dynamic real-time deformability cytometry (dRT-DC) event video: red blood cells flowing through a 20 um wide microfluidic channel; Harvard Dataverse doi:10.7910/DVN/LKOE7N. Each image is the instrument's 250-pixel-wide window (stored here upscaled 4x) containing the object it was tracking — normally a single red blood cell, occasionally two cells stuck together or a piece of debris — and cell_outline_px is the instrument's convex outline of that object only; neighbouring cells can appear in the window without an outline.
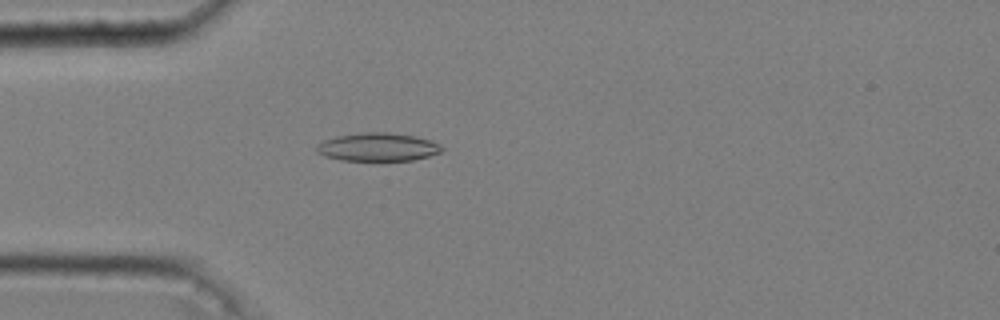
{"species": "common noctule bat (a hibernating species)", "species_latin": "Nyctalus noctula", "temperature_condition": "cold", "stored_images_in_passage": 48, "camera_frame_rate_fps": 3000, "um_per_image_px": 0.085, "animal": {"sex": "male", "body_mass_g": 20.4}, "frame": {"image": 1, "passage_image": 12, "time_ms": 3.667, "image_size_px": [1000, 320], "cell_outline_px": [[444, 148], [440, 152], [428, 156], [412, 160], [340, 160], [324, 156], [316, 152], [316, 144], [324, 140], [336, 136], [368, 132], [384, 132], [412, 136], [432, 140], [440, 144]], "centroid_in_image_um": [32.09, 12.5], "position_along_channel_um": 52.9, "area_um2": 20.46}}
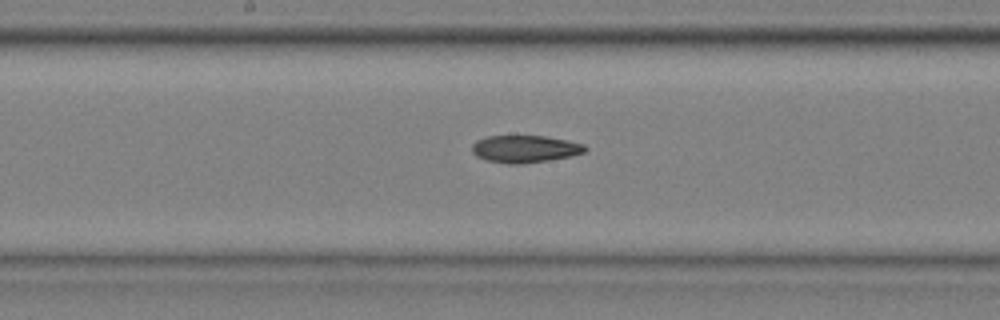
{"frame": {"image": 2, "passage_image": 25, "time_ms": 8.0, "image_size_px": [1000, 320], "cell_outline_px": [[588, 148], [584, 152], [572, 156], [548, 160], [520, 164], [508, 164], [488, 160], [476, 156], [472, 152], [472, 144], [476, 140], [488, 136], [544, 136], [568, 140], [584, 144]], "centroid_in_image_um": [44.63, 12.65], "position_along_channel_um": 203.6, "area_um2": 17.98}}
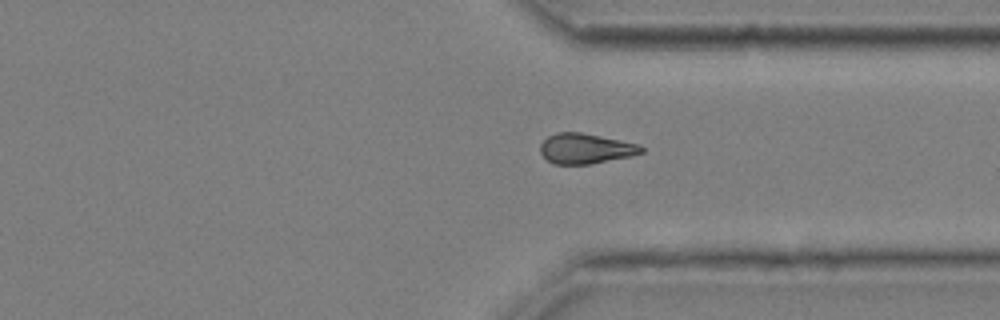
{"frame": {"image": 3, "passage_image": 38, "time_ms": 12.333, "image_size_px": [1000, 320], "cell_outline_px": [[644, 152], [632, 156], [592, 164], [552, 164], [540, 152], [540, 144], [548, 136], [556, 132], [580, 132], [640, 144], [644, 148]], "centroid_in_image_um": [49.79, 12.63], "position_along_channel_um": 361.6, "area_um2": 17.92}}